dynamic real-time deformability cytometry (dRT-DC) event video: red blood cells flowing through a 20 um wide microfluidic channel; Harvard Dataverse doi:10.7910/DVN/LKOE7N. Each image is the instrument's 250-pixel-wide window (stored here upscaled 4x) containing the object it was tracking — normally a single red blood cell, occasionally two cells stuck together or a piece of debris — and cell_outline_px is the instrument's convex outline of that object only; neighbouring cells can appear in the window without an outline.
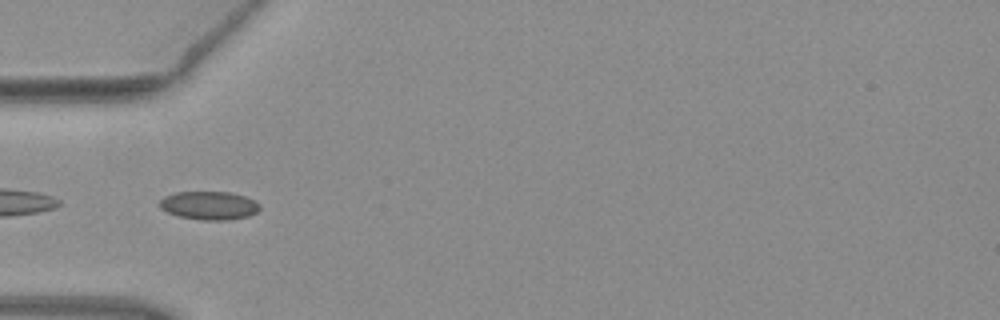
{"species": "common noctule bat (a hibernating species)", "species_latin": "Nyctalus noctula", "temperature_condition": "warm", "stored_images_in_passage": 7, "camera_frame_rate_fps": 3000, "um_per_image_px": 0.085, "animal": {"sex": "female", "body_mass_g": 19.3, "forearm_length_mm": 54.1}, "frame": {"image": 1, "passage_image": 4, "time_ms": 1.0, "image_size_px": [1000, 320], "cell_outline_px": [[260, 208], [256, 212], [248, 216], [232, 220], [200, 220], [180, 216], [168, 212], [160, 208], [160, 200], [164, 196], [176, 192], [228, 192], [244, 196], [256, 200], [260, 204]], "centroid_in_image_um": [17.8, 17.47], "position_along_channel_um": 67.2, "area_um2": 16.59}}
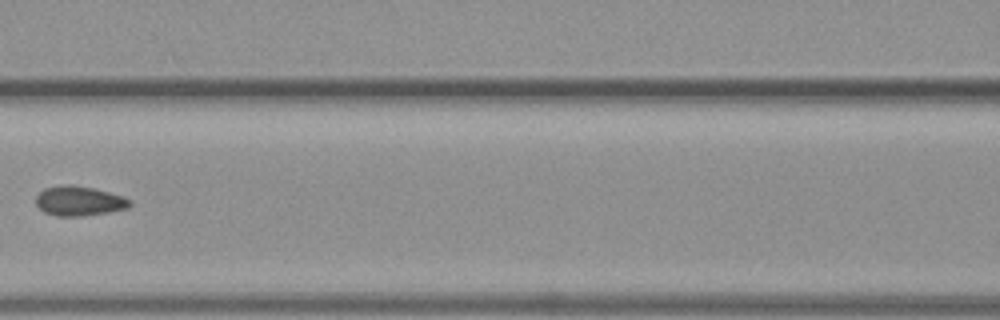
{"frame": {"image": 2, "passage_image": 6, "time_ms": 1.667, "image_size_px": [1000, 320], "cell_outline_px": [[132, 204], [128, 208], [108, 212], [84, 216], [56, 216], [44, 212], [36, 204], [36, 196], [44, 188], [64, 184], [72, 184], [96, 188], [124, 196], [132, 200]], "centroid_in_image_um": [6.75, 17.07], "position_along_channel_um": 159.8, "area_um2": 16.53}}
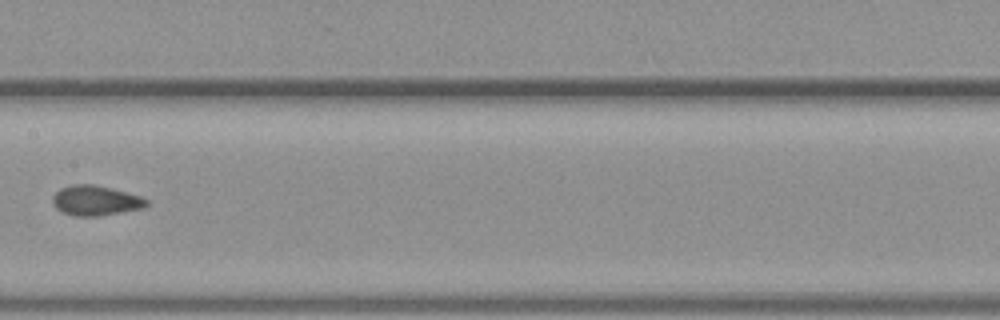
{"frame": {"image": 3, "passage_image": 7, "time_ms": 2.0, "image_size_px": [1000, 320], "cell_outline_px": [[148, 204], [144, 208], [100, 216], [72, 216], [56, 208], [52, 204], [52, 196], [60, 188], [72, 184], [92, 184], [112, 188], [140, 196], [148, 200]], "centroid_in_image_um": [8.11, 17.05], "position_along_channel_um": 199.3, "area_um2": 16.53}}